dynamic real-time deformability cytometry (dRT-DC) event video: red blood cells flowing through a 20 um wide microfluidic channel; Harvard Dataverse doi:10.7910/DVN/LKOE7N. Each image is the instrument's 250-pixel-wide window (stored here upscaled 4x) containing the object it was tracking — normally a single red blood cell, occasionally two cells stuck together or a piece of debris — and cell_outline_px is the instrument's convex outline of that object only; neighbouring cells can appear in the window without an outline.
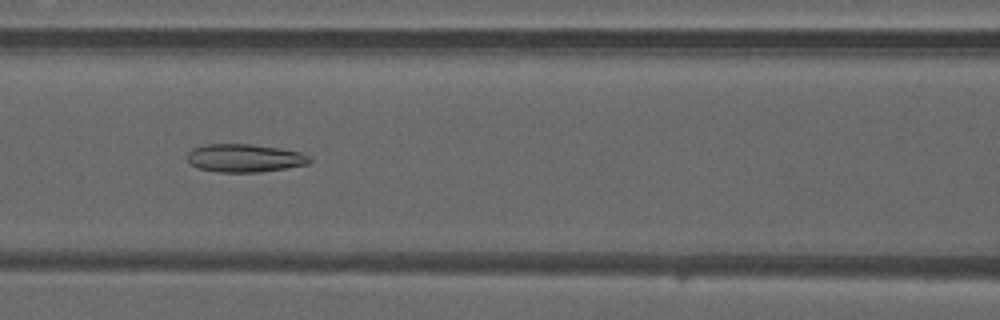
{"species": "common noctule bat (a hibernating species)", "species_latin": "Nyctalus noctula", "temperature_condition": "warm", "stored_images_in_passage": 39, "camera_frame_rate_fps": 3000, "um_per_image_px": 0.085, "animal": {"sex": "male", "forearm_length_mm": 52.5}, "frame": {"image": 1, "passage_image": 12, "time_ms": 3.667, "image_size_px": [1000, 320], "cell_outline_px": [[312, 160], [308, 164], [260, 172], [220, 172], [200, 168], [192, 164], [188, 160], [188, 152], [192, 148], [204, 144], [252, 144], [280, 148], [300, 152], [308, 156]], "centroid_in_image_um": [20.79, 13.42], "position_along_channel_um": 145.8, "area_um2": 19.88}}
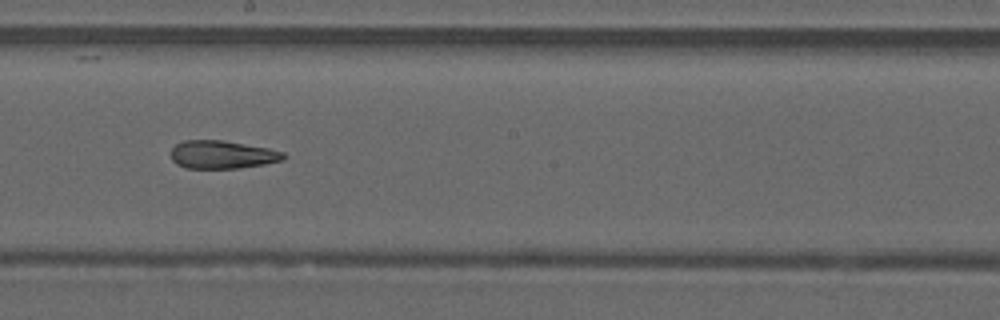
{"frame": {"image": 2, "passage_image": 18, "time_ms": 5.667, "image_size_px": [1000, 320], "cell_outline_px": [[288, 156], [284, 160], [264, 164], [240, 168], [188, 168], [176, 164], [172, 160], [172, 148], [176, 144], [184, 140], [224, 140], [268, 148], [284, 152]], "centroid_in_image_um": [18.92, 13.14], "position_along_channel_um": 229.3, "area_um2": 18.5}}
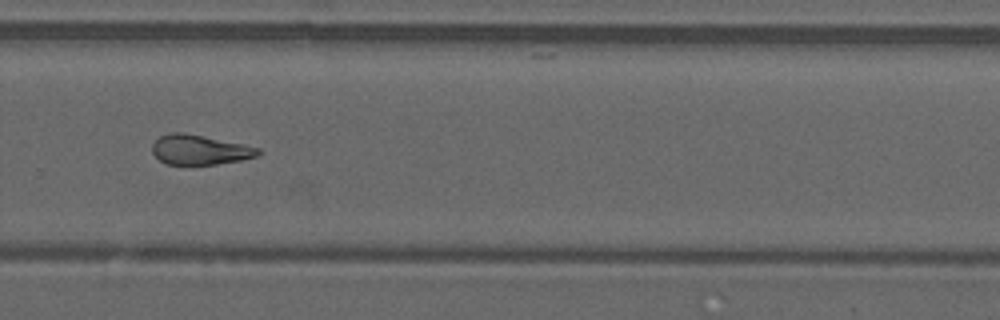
{"frame": {"image": 3, "passage_image": 24, "time_ms": 7.667, "image_size_px": [1000, 320], "cell_outline_px": [[260, 152], [256, 156], [240, 160], [216, 164], [168, 164], [160, 160], [152, 152], [152, 144], [160, 136], [168, 132], [180, 132], [204, 136], [244, 144], [260, 148]], "centroid_in_image_um": [16.96, 12.72], "position_along_channel_um": 312.8, "area_um2": 18.21}, "authors_computed_cell_mechanics": {"area_um2": 19.652, "velocity_mm_per_s": 4.197, "shape_relaxation_time_tau1_ms": null, "shape_relaxation_time_tau2_ms": 5.1376, "deformation_change_tau1": null, "deformation_change_tau2": 0.1707}}